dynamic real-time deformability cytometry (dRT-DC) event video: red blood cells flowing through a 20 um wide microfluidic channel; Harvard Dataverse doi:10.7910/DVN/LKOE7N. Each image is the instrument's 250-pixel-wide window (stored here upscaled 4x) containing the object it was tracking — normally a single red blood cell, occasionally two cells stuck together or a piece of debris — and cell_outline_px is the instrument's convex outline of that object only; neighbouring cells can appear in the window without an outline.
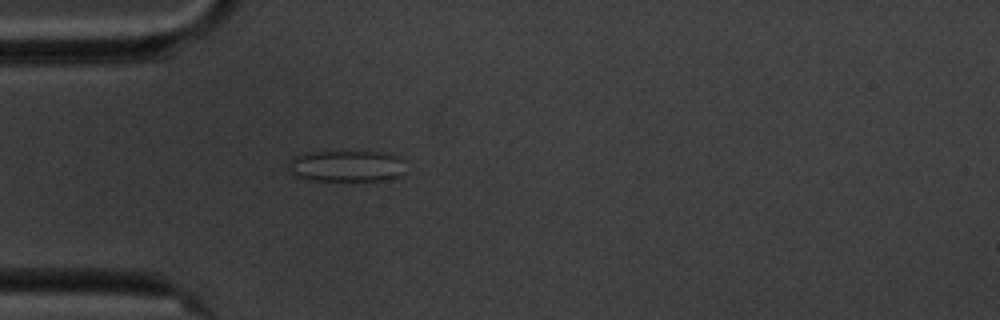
{"species": "common noctule bat (a hibernating species)", "species_latin": "Nyctalus noctula", "temperature_condition": "cold", "stored_images_in_passage": 1, "camera_frame_rate_fps": 3000, "um_per_image_px": 0.085, "animal": {"sex": "male", "body_mass_g": 20.1, "forearm_length_mm": 53.5}, "frame": {"image": 1, "passage_image": 1, "time_ms": 0.0, "image_size_px": [1000, 320], "cell_outline_px": [[404, 172], [400, 176], [388, 180], [308, 180], [292, 176], [288, 168], [288, 160], [292, 156], [304, 152], [384, 152], [396, 156], [404, 160]], "centroid_in_image_um": [29.4, 14.11], "position_along_channel_um": 55.6, "area_um2": 21.79}}